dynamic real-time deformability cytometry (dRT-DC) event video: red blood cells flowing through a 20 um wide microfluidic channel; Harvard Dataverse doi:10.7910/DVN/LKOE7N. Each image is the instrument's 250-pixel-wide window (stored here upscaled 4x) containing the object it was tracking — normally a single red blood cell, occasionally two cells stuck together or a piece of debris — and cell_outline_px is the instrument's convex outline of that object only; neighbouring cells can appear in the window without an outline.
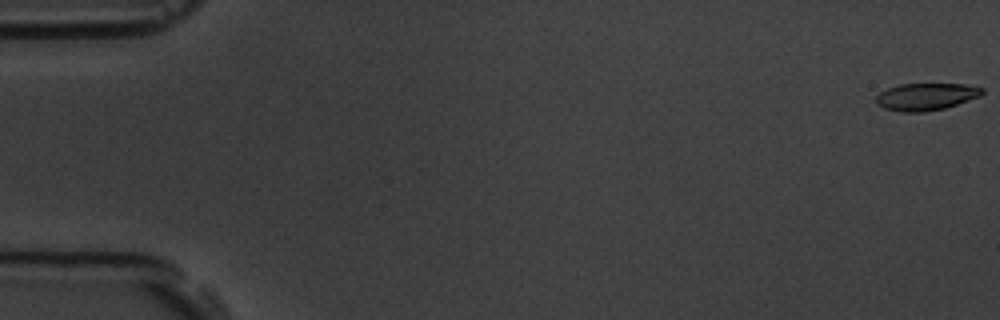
{"species": "common noctule bat (a hibernating species)", "species_latin": "Nyctalus noctula", "temperature_condition": "room temperature", "stored_images_in_passage": 10, "camera_frame_rate_fps": 3000, "um_per_image_px": 0.085, "animal": {"sex": "male", "body_mass_g": 19.5, "forearm_length_mm": 54.6}, "frame": {"image": 1, "passage_image": 1, "time_ms": 0.0, "image_size_px": [1000, 320], "cell_outline_px": [[984, 92], [980, 96], [944, 108], [924, 112], [904, 112], [884, 108], [876, 104], [876, 96], [880, 92], [888, 88], [900, 84], [964, 84], [984, 88]], "centroid_in_image_um": [78.7, 8.21], "position_along_channel_um": 6.3, "area_um2": 16.7}}